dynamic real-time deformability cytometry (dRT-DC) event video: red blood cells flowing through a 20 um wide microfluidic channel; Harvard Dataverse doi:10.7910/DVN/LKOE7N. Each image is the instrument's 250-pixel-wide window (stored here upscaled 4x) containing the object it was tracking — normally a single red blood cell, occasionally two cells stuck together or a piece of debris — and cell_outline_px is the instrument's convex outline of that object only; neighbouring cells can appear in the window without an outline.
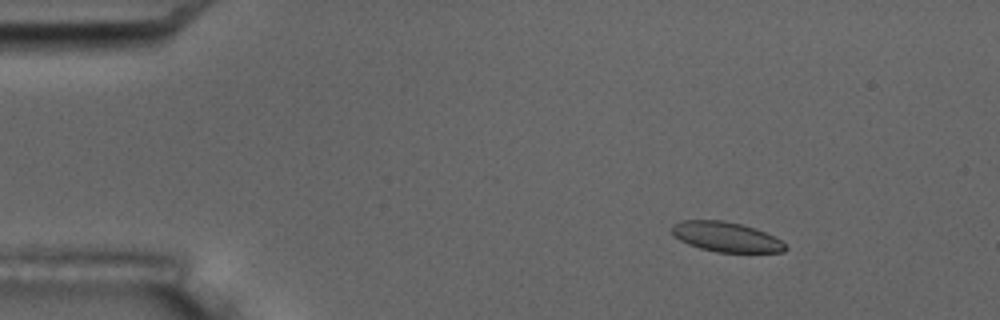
{"species": "common noctule bat (a hibernating species)", "species_latin": "Nyctalus noctula", "temperature_condition": "room temperature", "stored_images_in_passage": 6, "camera_frame_rate_fps": 3000, "um_per_image_px": 0.085, "animal": {"sex": "male", "body_mass_g": 17.5, "forearm_length_mm": 52.3}, "frame": {"image": 1, "passage_image": 1, "time_ms": 0.0, "image_size_px": [1000, 320], "cell_outline_px": [[788, 248], [784, 252], [716, 252], [700, 248], [688, 244], [680, 240], [672, 232], [672, 224], [680, 220], [724, 220], [756, 228], [780, 240]], "centroid_in_image_um": [61.7, 20.13], "position_along_channel_um": 23.3, "area_um2": 19.65}}